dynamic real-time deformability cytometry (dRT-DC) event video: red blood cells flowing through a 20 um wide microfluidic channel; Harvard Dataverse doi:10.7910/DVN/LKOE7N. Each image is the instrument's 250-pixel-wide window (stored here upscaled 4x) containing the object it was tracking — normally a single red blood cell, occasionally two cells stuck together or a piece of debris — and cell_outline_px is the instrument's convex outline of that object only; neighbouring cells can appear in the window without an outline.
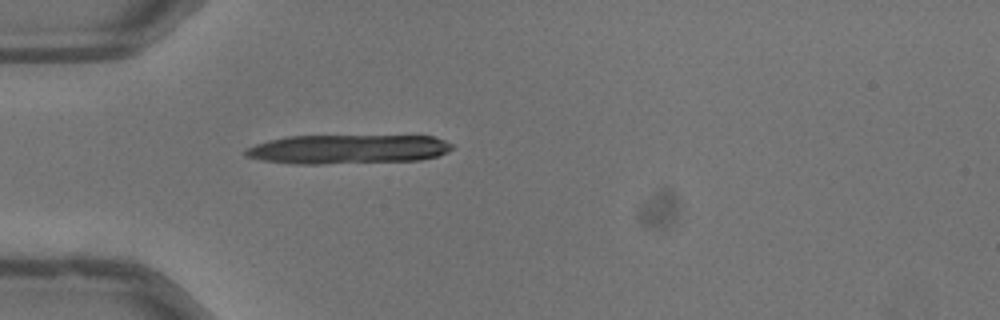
{"species": "common noctule bat (a hibernating species)", "species_latin": "Nyctalus noctula", "temperature_condition": "warm", "stored_images_in_passage": 32, "camera_frame_rate_fps": 3000, "um_per_image_px": 0.085, "animal": {"sex": "male", "body_mass_g": 13.3}, "frame": {"image": 1, "passage_image": 1, "time_ms": 0.0, "image_size_px": [1000, 320], "cell_outline_px": [[452, 148], [448, 152], [436, 156], [420, 160], [320, 164], [292, 164], [260, 160], [244, 156], [244, 148], [268, 140], [288, 136], [436, 136], [452, 144]], "centroid_in_image_um": [29.52, 12.68], "position_along_channel_um": 55.5, "area_um2": 35.37}}